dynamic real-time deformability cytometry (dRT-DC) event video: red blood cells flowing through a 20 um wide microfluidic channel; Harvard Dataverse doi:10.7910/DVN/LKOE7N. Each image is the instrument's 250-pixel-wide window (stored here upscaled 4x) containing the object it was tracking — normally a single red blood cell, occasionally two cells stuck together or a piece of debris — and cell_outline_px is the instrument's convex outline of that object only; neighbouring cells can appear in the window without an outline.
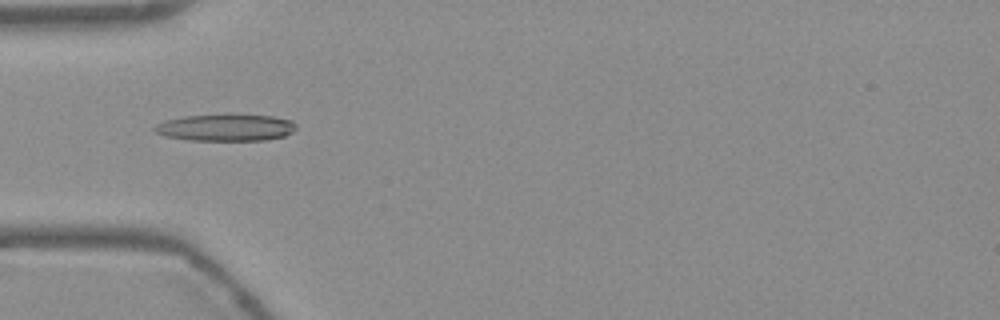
{"species": "Egyptian fruit bat (a non-hibernating species)", "species_latin": "Rousettus aegyptiacus", "temperature_condition": "warm", "stored_images_in_passage": 51, "camera_frame_rate_fps": 3000, "um_per_image_px": 0.085, "frame": {"image": 1, "passage_image": 14, "time_ms": 4.333, "image_size_px": [1000, 320], "cell_outline_px": [[296, 128], [292, 132], [284, 136], [264, 140], [188, 140], [164, 136], [156, 132], [152, 128], [156, 124], [164, 120], [184, 116], [272, 116], [292, 120], [296, 124]], "centroid_in_image_um": [19.16, 10.86], "position_along_channel_um": 65.8, "area_um2": 21.68}}
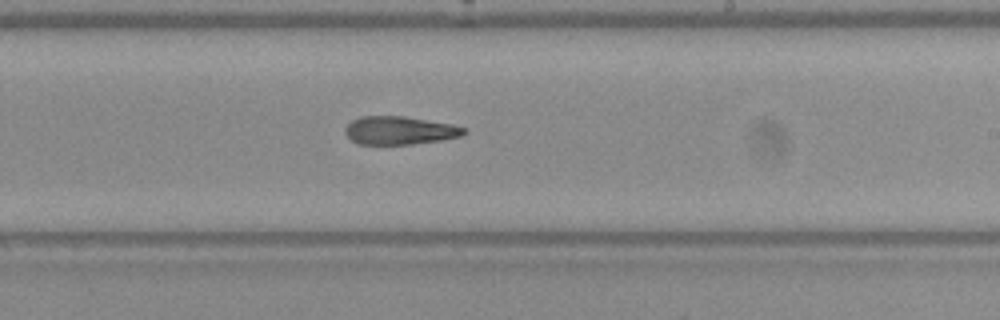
{"frame": {"image": 2, "passage_image": 29, "time_ms": 9.333, "image_size_px": [1000, 320], "cell_outline_px": [[468, 132], [460, 136], [440, 140], [412, 144], [356, 144], [344, 132], [344, 128], [352, 120], [360, 116], [404, 116], [452, 124], [464, 128]], "centroid_in_image_um": [33.94, 11.08], "position_along_channel_um": 255.1, "area_um2": 19.48}}
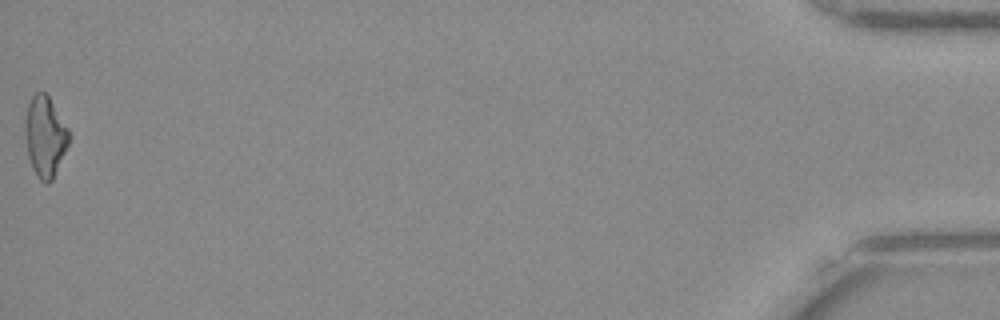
{"frame": {"image": 3, "passage_image": 51, "time_ms": 16.667, "image_size_px": [1000, 320], "cell_outline_px": [[72, 136], [52, 180], [48, 184], [44, 184], [36, 176], [32, 168], [28, 156], [24, 132], [24, 124], [28, 104], [32, 96], [36, 92], [44, 92], [48, 96], [68, 128]], "centroid_in_image_um": [3.83, 11.62], "position_along_channel_um": 431.4, "area_um2": 20.69}, "authors_computed_cell_mechanics": {"area_um2": 20.4034, "velocity_mm_per_s": 3.7848, "shape_relaxation_time_tau1_ms": 10.9241, "shape_relaxation_time_tau2_ms": 8.4794, "deformation_change_tau1": 0.2603, "deformation_change_tau2": 0.2248}}